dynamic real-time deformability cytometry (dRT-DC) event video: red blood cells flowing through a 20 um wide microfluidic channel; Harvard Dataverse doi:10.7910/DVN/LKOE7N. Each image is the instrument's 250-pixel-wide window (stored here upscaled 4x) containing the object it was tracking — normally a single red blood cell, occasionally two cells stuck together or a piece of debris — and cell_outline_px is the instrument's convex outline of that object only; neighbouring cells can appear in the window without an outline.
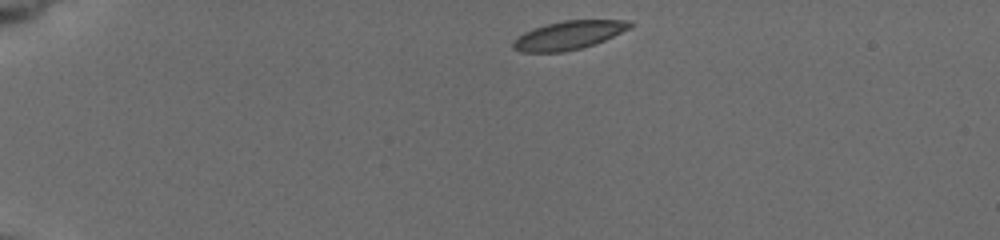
{"species": "common noctule bat (a hibernating species)", "species_latin": "Nyctalus noctula", "temperature_condition": "cold", "stored_images_in_passage": 45, "camera_frame_rate_fps": 3000, "um_per_image_px": 0.085, "animal": {"sex": "female", "body_mass_g": 19.5, "forearm_length_mm": 54.1}, "frame": {"image": 1, "passage_image": 1, "time_ms": 0.0, "image_size_px": [1000, 240], "cell_outline_px": [[636, 24], [632, 28], [604, 40], [580, 48], [564, 52], [520, 52], [512, 48], [512, 40], [524, 32], [532, 28], [564, 20], [632, 20]], "centroid_in_image_um": [48.35, 2.98], "position_along_channel_um": 36.7, "area_um2": 19.59}}
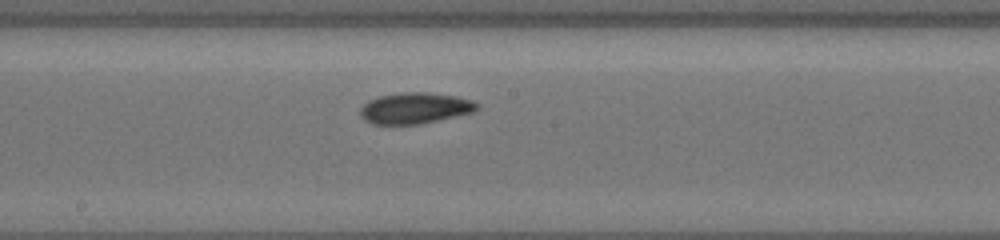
{"frame": {"image": 2, "passage_image": 21, "time_ms": 6.667, "image_size_px": [1000, 240], "cell_outline_px": [[480, 108], [472, 112], [420, 124], [372, 124], [364, 120], [360, 116], [360, 108], [368, 100], [380, 96], [400, 92], [428, 92], [456, 96], [472, 100], [480, 104]], "centroid_in_image_um": [35.26, 9.18], "position_along_channel_um": 212.9, "area_um2": 21.21}}
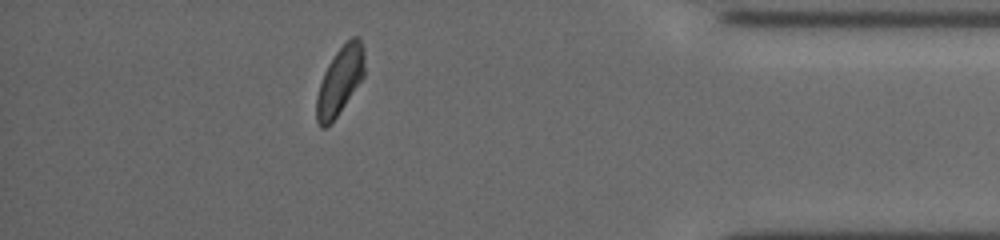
{"frame": {"image": 3, "passage_image": 39, "time_ms": 12.667, "image_size_px": [1000, 240], "cell_outline_px": [[364, 76], [336, 116], [324, 128], [320, 128], [316, 120], [316, 96], [324, 72], [328, 64], [336, 52], [352, 36], [356, 36], [360, 40], [364, 48]], "centroid_in_image_um": [28.88, 6.85], "position_along_channel_um": 406.3, "area_um2": 18.61}, "authors_computed_cell_mechanics": {"area_um2": 20.6346, "velocity_mm_per_s": 3.7274, "shape_relaxation_time_tau1_ms": 3.5122, "shape_relaxation_time_tau2_ms": 2.9312, "deformation_change_tau1": 0.1323, "deformation_change_tau2": 0.0825}}